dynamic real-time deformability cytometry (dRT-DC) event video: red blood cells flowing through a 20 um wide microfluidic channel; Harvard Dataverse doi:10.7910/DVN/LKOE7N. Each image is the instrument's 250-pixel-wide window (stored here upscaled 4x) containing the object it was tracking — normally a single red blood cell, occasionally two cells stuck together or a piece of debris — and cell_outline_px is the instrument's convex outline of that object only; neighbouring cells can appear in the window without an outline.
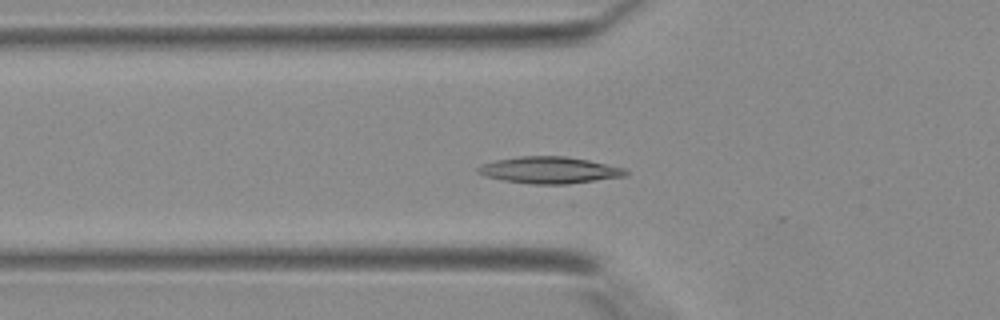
{"species": "Egyptian fruit bat (a non-hibernating species)", "species_latin": "Rousettus aegyptiacus", "temperature_condition": "warm", "stored_images_in_passage": 36, "camera_frame_rate_fps": 3000, "um_per_image_px": 0.085, "animal": {"sex": "female"}, "frame": {"image": 1, "passage_image": 9, "time_ms": 2.667, "image_size_px": [1000, 320], "cell_outline_px": [[628, 176], [568, 184], [532, 184], [504, 180], [484, 176], [476, 172], [476, 168], [480, 164], [496, 160], [520, 156], [564, 156], [588, 160], [624, 168], [628, 172]], "centroid_in_image_um": [46.68, 14.46], "position_along_channel_um": 79.1, "area_um2": 23.0}}
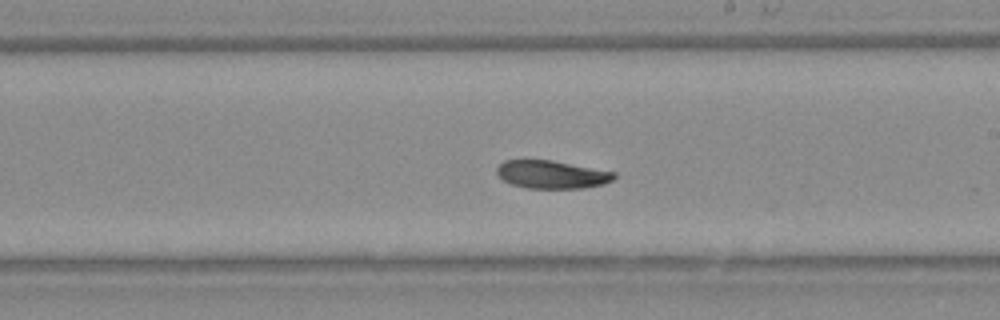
{"frame": {"image": 2, "passage_image": 19, "time_ms": 6.0, "image_size_px": [1000, 320], "cell_outline_px": [[616, 176], [612, 180], [604, 184], [584, 188], [528, 188], [512, 184], [504, 180], [496, 172], [496, 168], [504, 160], [552, 160], [616, 172]], "centroid_in_image_um": [46.92, 14.83], "position_along_channel_um": 242.1, "area_um2": 19.07}}
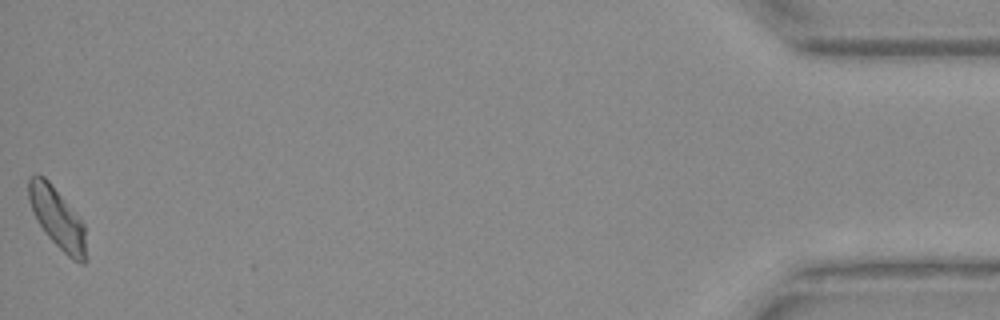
{"frame": {"image": 3, "passage_image": 36, "time_ms": 11.667, "image_size_px": [1000, 320], "cell_outline_px": [[88, 260], [84, 264], [80, 264], [72, 260], [44, 232], [36, 220], [32, 212], [28, 200], [28, 176], [44, 176], [48, 180], [84, 224]], "centroid_in_image_um": [4.88, 18.6], "position_along_channel_um": 430.3, "area_um2": 20.35}}